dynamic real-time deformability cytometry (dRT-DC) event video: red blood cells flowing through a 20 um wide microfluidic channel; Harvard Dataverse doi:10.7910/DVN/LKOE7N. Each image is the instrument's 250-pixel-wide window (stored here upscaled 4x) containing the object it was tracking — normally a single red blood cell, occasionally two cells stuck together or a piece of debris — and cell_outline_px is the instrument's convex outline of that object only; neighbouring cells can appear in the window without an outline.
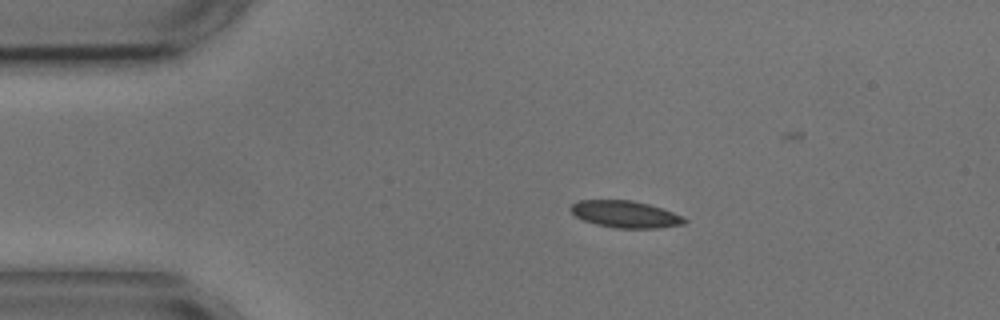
{"species": "common noctule bat (a hibernating species)", "species_latin": "Nyctalus noctula", "temperature_condition": "cold", "stored_images_in_passage": 7, "camera_frame_rate_fps": 3000, "um_per_image_px": 0.085, "animal": {"sex": "male", "body_mass_g": 17.9, "forearm_length_mm": 54.2}, "frame": {"image": 1, "passage_image": 2, "time_ms": 2.333, "image_size_px": [1000, 320], "cell_outline_px": [[688, 220], [684, 224], [656, 228], [616, 228], [596, 224], [584, 220], [576, 216], [568, 208], [572, 204], [580, 200], [632, 200], [648, 204], [684, 216]], "centroid_in_image_um": [53.15, 18.21], "position_along_channel_um": 31.8, "area_um2": 17.74}}
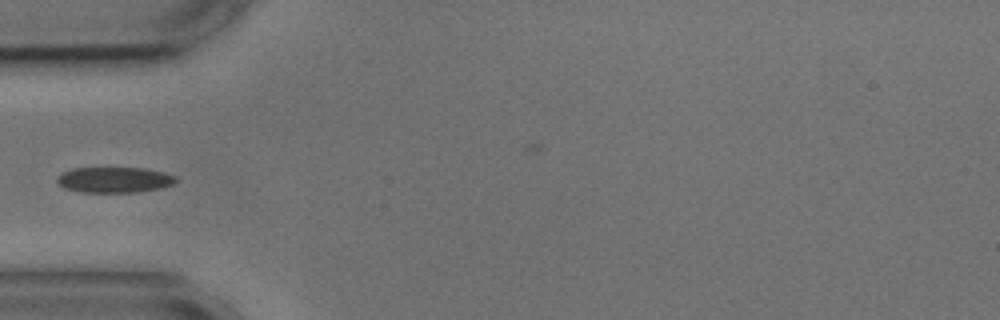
{"frame": {"image": 2, "passage_image": 4, "time_ms": 4.667, "image_size_px": [1000, 320], "cell_outline_px": [[176, 184], [160, 188], [136, 192], [80, 192], [64, 188], [56, 180], [56, 176], [60, 172], [72, 168], [108, 164], [144, 168], [164, 172], [176, 176]], "centroid_in_image_um": [9.67, 15.22], "position_along_channel_um": 75.3, "area_um2": 18.96}}